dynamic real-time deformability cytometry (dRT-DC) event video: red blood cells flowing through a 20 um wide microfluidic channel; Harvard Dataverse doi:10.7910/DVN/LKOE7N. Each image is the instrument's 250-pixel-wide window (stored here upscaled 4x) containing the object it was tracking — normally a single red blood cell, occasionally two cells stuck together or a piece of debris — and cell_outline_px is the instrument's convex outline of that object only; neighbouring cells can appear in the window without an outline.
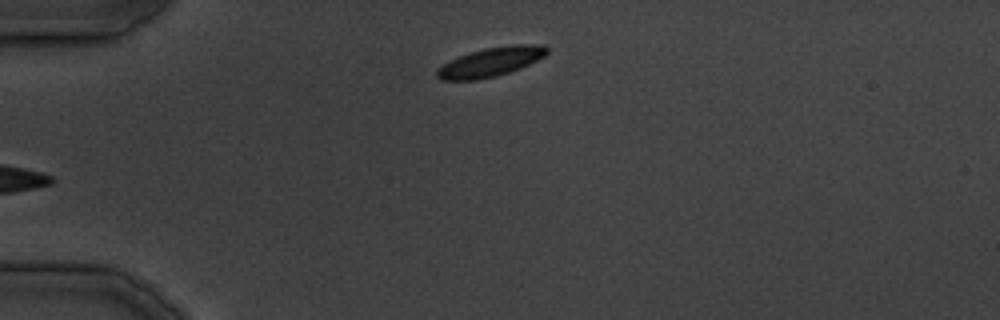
{"species": "common noctule bat (a hibernating species)", "species_latin": "Nyctalus noctula", "temperature_condition": "cold", "stored_images_in_passage": 25, "camera_frame_rate_fps": 3000, "um_per_image_px": 0.085, "animal": {"sex": "male", "body_mass_g": 19.5, "forearm_length_mm": 54.6}, "frame": {"image": 1, "passage_image": 1, "time_ms": 0.0, "image_size_px": [1000, 320], "cell_outline_px": [[548, 52], [544, 56], [520, 68], [496, 76], [476, 80], [440, 80], [436, 76], [436, 68], [460, 56], [484, 48], [512, 44], [544, 44], [548, 48]], "centroid_in_image_um": [41.72, 5.26], "position_along_channel_um": 43.3, "area_um2": 18.55}}
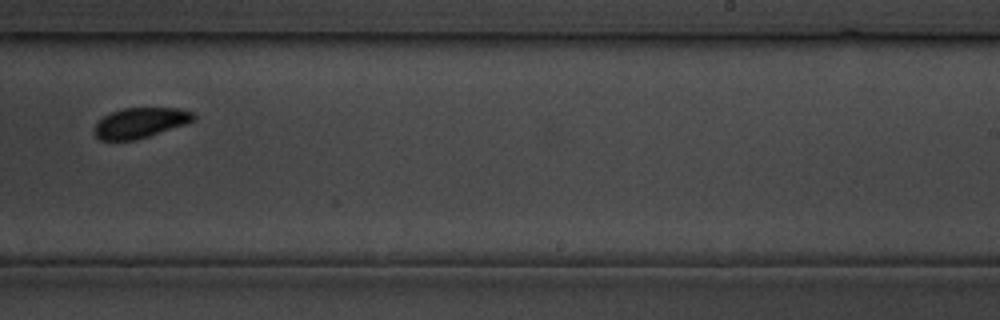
{"frame": {"image": 2, "passage_image": 15, "time_ms": 18.0, "image_size_px": [1000, 320], "cell_outline_px": [[196, 120], [136, 140], [100, 140], [92, 132], [92, 128], [104, 116], [112, 112], [124, 108], [176, 108], [192, 112], [196, 116]], "centroid_in_image_um": [11.89, 10.44], "position_along_channel_um": 277.1, "area_um2": 17.34}}
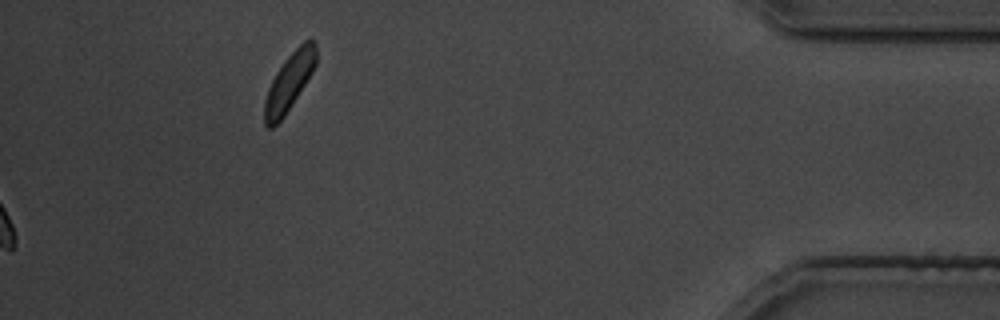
{"frame": {"image": 3, "passage_image": 25, "time_ms": 30.333, "image_size_px": [1000, 320], "cell_outline_px": [[316, 64], [312, 72], [284, 116], [272, 128], [268, 128], [264, 124], [264, 100], [268, 88], [276, 72], [284, 60], [304, 40], [316, 40]], "centroid_in_image_um": [24.57, 6.96], "position_along_channel_um": 410.6, "area_um2": 17.05}}